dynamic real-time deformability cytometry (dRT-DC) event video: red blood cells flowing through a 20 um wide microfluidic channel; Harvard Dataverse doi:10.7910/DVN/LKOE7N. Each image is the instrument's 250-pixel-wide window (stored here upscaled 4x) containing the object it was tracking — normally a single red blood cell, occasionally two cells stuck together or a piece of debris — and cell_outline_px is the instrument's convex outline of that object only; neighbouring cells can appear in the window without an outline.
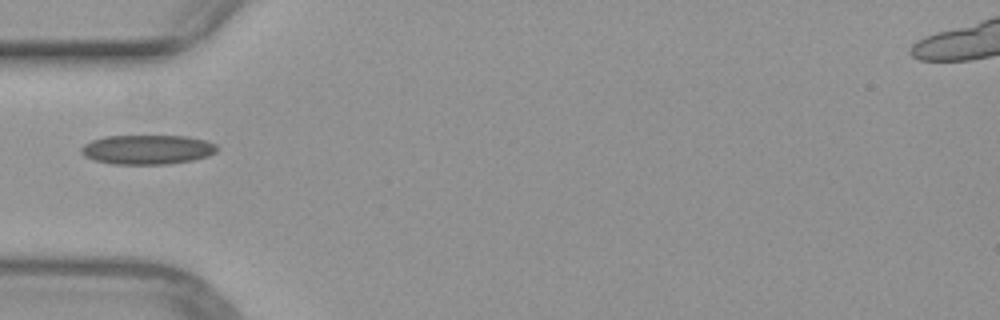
{"species": "common noctule bat (a hibernating species)", "species_latin": "Nyctalus noctula", "temperature_condition": "warm", "stored_images_in_passage": 33, "camera_frame_rate_fps": 3000, "um_per_image_px": 0.085, "animal": {"sex": "female", "body_mass_g": 29.2, "forearm_length_mm": 56.3}, "frame": {"image": 1, "passage_image": 1, "time_ms": 0.0, "image_size_px": [1000, 320], "cell_outline_px": [[216, 152], [208, 156], [192, 160], [168, 164], [112, 164], [96, 160], [84, 156], [80, 152], [80, 148], [84, 144], [92, 140], [104, 136], [188, 136], [208, 140], [216, 144]], "centroid_in_image_um": [12.53, 12.71], "position_along_channel_um": 72.5, "area_um2": 23.41}}
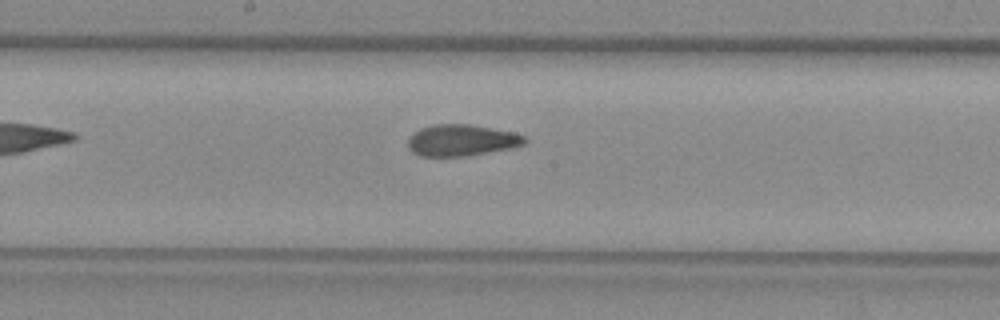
{"frame": {"image": 2, "passage_image": 11, "time_ms": 3.333, "image_size_px": [1000, 320], "cell_outline_px": [[528, 140], [524, 144], [512, 148], [464, 156], [420, 156], [412, 152], [408, 148], [408, 140], [420, 128], [432, 124], [468, 124], [516, 132], [524, 136]], "centroid_in_image_um": [39.25, 11.92], "position_along_channel_um": 208.9, "area_um2": 21.39}}
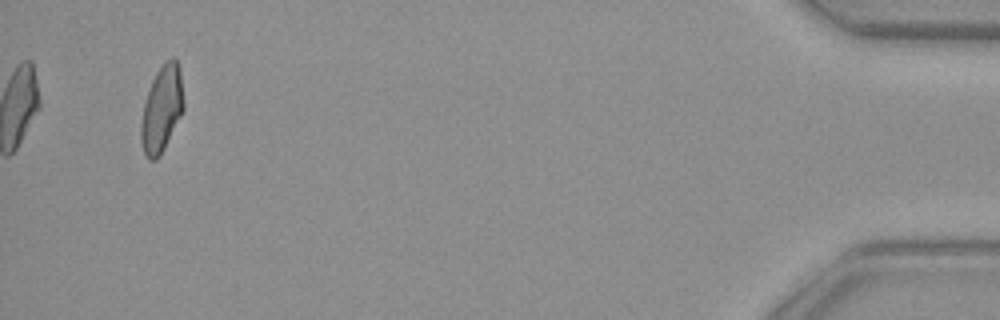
{"frame": {"image": 3, "passage_image": 33, "time_ms": 10.667, "image_size_px": [1000, 320], "cell_outline_px": [[184, 108], [160, 156], [156, 160], [148, 160], [144, 152], [140, 140], [140, 124], [144, 100], [152, 80], [156, 72], [164, 60], [172, 56], [176, 60], [180, 68], [184, 104]], "centroid_in_image_um": [13.73, 9.23], "position_along_channel_um": 421.5, "area_um2": 21.62}}